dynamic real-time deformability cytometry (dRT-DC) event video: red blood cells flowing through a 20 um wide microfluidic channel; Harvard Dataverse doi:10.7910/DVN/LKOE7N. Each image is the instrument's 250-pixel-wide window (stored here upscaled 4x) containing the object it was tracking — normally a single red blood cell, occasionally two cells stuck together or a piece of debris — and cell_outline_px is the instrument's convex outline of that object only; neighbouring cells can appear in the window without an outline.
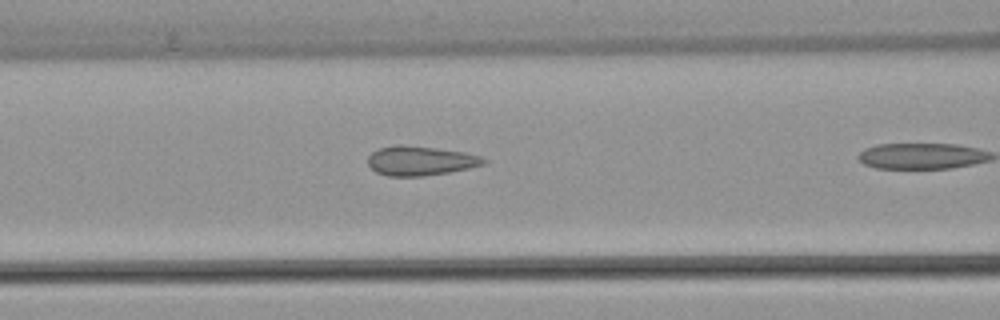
{"species": "common noctule bat (a hibernating species)", "species_latin": "Nyctalus noctula", "temperature_condition": "warm", "stored_images_in_passage": 19, "camera_frame_rate_fps": 3000, "um_per_image_px": 0.085, "animal": {"sex": "female", "body_mass_g": 22.7, "forearm_length_mm": 54.2}, "frame": {"image": 1, "passage_image": 9, "time_ms": 2.667, "image_size_px": [1000, 320], "cell_outline_px": [[488, 160], [484, 164], [468, 168], [448, 172], [420, 176], [388, 176], [376, 172], [368, 164], [368, 156], [372, 152], [380, 148], [396, 144], [400, 144], [436, 148], [464, 152], [480, 156]], "centroid_in_image_um": [35.71, 13.66], "position_along_channel_um": 130.9, "area_um2": 19.71}}